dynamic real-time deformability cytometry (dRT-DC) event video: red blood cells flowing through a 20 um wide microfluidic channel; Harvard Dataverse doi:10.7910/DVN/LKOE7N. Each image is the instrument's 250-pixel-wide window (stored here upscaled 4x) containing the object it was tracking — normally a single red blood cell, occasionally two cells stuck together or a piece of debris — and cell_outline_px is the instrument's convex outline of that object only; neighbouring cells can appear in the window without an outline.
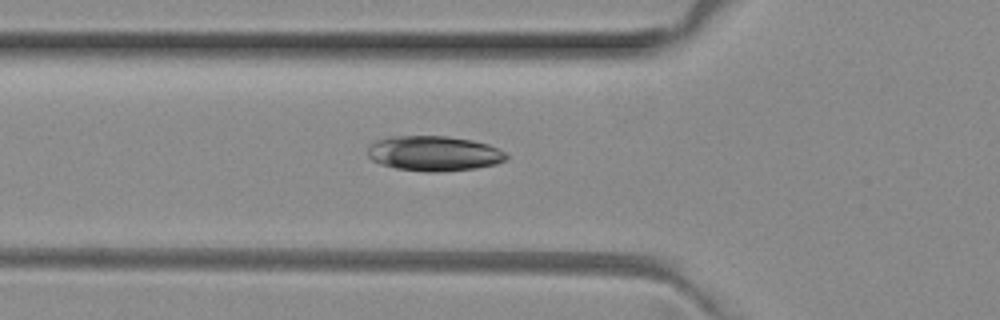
{"species": "common noctule bat (a hibernating species)", "species_latin": "Nyctalus noctula", "temperature_condition": "room temperature", "stored_images_in_passage": 2, "camera_frame_rate_fps": 3000, "um_per_image_px": 0.085, "animal": {"sex": "female", "body_mass_g": 29.2, "forearm_length_mm": 56.3}, "frame": {"image": 1, "passage_image": 2, "time_ms": 0.333, "image_size_px": [1000, 320], "cell_outline_px": [[508, 160], [496, 164], [476, 168], [436, 172], [428, 172], [396, 168], [380, 164], [372, 160], [368, 156], [368, 148], [376, 140], [388, 136], [448, 136], [472, 140], [488, 144], [504, 152], [508, 156]], "centroid_in_image_um": [36.89, 13.04], "position_along_channel_um": 88.9, "area_um2": 28.38}}